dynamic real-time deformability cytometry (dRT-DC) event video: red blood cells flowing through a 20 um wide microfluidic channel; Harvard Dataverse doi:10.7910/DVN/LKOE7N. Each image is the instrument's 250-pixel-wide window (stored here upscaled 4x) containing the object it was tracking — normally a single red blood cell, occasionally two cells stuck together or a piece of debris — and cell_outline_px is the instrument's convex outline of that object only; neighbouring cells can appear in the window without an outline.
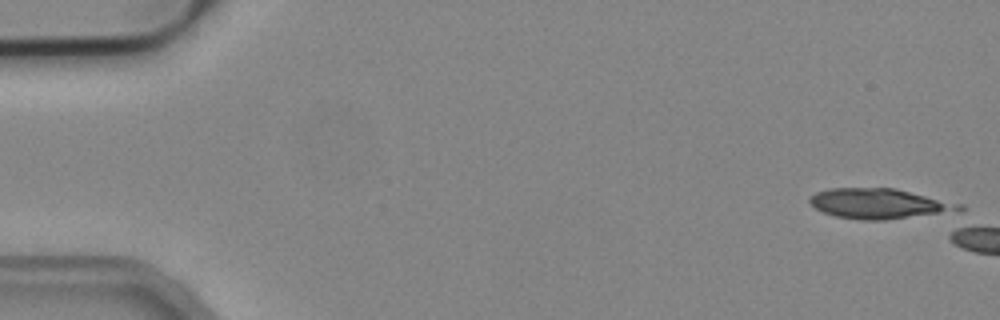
{"species": "common noctule bat (a hibernating species)", "species_latin": "Nyctalus noctula", "temperature_condition": "cold", "stored_images_in_passage": 4, "camera_frame_rate_fps": 3000, "um_per_image_px": 0.085, "animal": {"sex": "male", "body_mass_g": 19.2, "forearm_length_mm": 51.8}, "frame": {"image": 1, "passage_image": 1, "time_ms": 0.0, "image_size_px": [1000, 320], "cell_outline_px": [[964, 208], [960, 212], [884, 220], [860, 220], [836, 216], [824, 212], [816, 208], [808, 200], [816, 192], [828, 188], [896, 188], [964, 204]], "centroid_in_image_um": [74.83, 17.31], "position_along_channel_um": 10.2, "area_um2": 26.65}}